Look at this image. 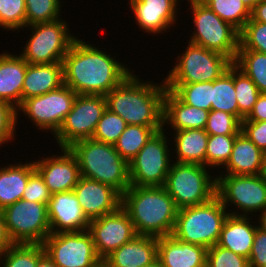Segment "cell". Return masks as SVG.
<instances>
[{"instance_id":"6da1fadb","label":"cell","mask_w":266,"mask_h":267,"mask_svg":"<svg viewBox=\"0 0 266 267\" xmlns=\"http://www.w3.org/2000/svg\"><path fill=\"white\" fill-rule=\"evenodd\" d=\"M109 53L76 39L62 60L63 82L78 95H106L130 73Z\"/></svg>"},{"instance_id":"7a4b0ae2","label":"cell","mask_w":266,"mask_h":267,"mask_svg":"<svg viewBox=\"0 0 266 267\" xmlns=\"http://www.w3.org/2000/svg\"><path fill=\"white\" fill-rule=\"evenodd\" d=\"M140 80L130 73L105 95L106 108L122 117L128 125L163 128L165 81L159 86Z\"/></svg>"},{"instance_id":"3957f363","label":"cell","mask_w":266,"mask_h":267,"mask_svg":"<svg viewBox=\"0 0 266 267\" xmlns=\"http://www.w3.org/2000/svg\"><path fill=\"white\" fill-rule=\"evenodd\" d=\"M121 207L137 235L163 237L173 232L178 207L163 186H133L122 194Z\"/></svg>"},{"instance_id":"277c9868","label":"cell","mask_w":266,"mask_h":267,"mask_svg":"<svg viewBox=\"0 0 266 267\" xmlns=\"http://www.w3.org/2000/svg\"><path fill=\"white\" fill-rule=\"evenodd\" d=\"M76 156L80 176L99 181L121 195L130 187L129 162L121 157L114 145L83 139L68 147Z\"/></svg>"},{"instance_id":"5b68a950","label":"cell","mask_w":266,"mask_h":267,"mask_svg":"<svg viewBox=\"0 0 266 267\" xmlns=\"http://www.w3.org/2000/svg\"><path fill=\"white\" fill-rule=\"evenodd\" d=\"M228 215L221 200L215 195L205 203L179 209L171 235L208 249L217 244Z\"/></svg>"},{"instance_id":"8992f818","label":"cell","mask_w":266,"mask_h":267,"mask_svg":"<svg viewBox=\"0 0 266 267\" xmlns=\"http://www.w3.org/2000/svg\"><path fill=\"white\" fill-rule=\"evenodd\" d=\"M206 168L199 164H171L163 187L178 209L205 203L216 195V178Z\"/></svg>"},{"instance_id":"52a82bcc","label":"cell","mask_w":266,"mask_h":267,"mask_svg":"<svg viewBox=\"0 0 266 267\" xmlns=\"http://www.w3.org/2000/svg\"><path fill=\"white\" fill-rule=\"evenodd\" d=\"M190 4L195 30L189 42L219 52L234 62L239 48V32L201 0H192Z\"/></svg>"},{"instance_id":"ba28073f","label":"cell","mask_w":266,"mask_h":267,"mask_svg":"<svg viewBox=\"0 0 266 267\" xmlns=\"http://www.w3.org/2000/svg\"><path fill=\"white\" fill-rule=\"evenodd\" d=\"M216 195L223 206L233 204L238 212H228L231 215L253 216L254 212H262L260 219L266 217V176L261 175H231L223 174L216 176ZM230 202V204H228ZM227 205V206H226ZM243 211V212H242ZM248 213V215H247Z\"/></svg>"},{"instance_id":"9c48e42d","label":"cell","mask_w":266,"mask_h":267,"mask_svg":"<svg viewBox=\"0 0 266 267\" xmlns=\"http://www.w3.org/2000/svg\"><path fill=\"white\" fill-rule=\"evenodd\" d=\"M2 214L13 244H43L51 233L47 204L21 199L5 207Z\"/></svg>"},{"instance_id":"30bf717a","label":"cell","mask_w":266,"mask_h":267,"mask_svg":"<svg viewBox=\"0 0 266 267\" xmlns=\"http://www.w3.org/2000/svg\"><path fill=\"white\" fill-rule=\"evenodd\" d=\"M183 54L169 71L165 83H197L218 79L233 63L227 56L188 42Z\"/></svg>"},{"instance_id":"8fae6325","label":"cell","mask_w":266,"mask_h":267,"mask_svg":"<svg viewBox=\"0 0 266 267\" xmlns=\"http://www.w3.org/2000/svg\"><path fill=\"white\" fill-rule=\"evenodd\" d=\"M68 24L58 19L31 26L32 36L20 56L28 64H51L62 62L73 42L77 39L69 33Z\"/></svg>"},{"instance_id":"7c38bea8","label":"cell","mask_w":266,"mask_h":267,"mask_svg":"<svg viewBox=\"0 0 266 267\" xmlns=\"http://www.w3.org/2000/svg\"><path fill=\"white\" fill-rule=\"evenodd\" d=\"M165 130L156 132L129 161L130 181L133 186H164L170 171V153Z\"/></svg>"},{"instance_id":"4fadbf2b","label":"cell","mask_w":266,"mask_h":267,"mask_svg":"<svg viewBox=\"0 0 266 267\" xmlns=\"http://www.w3.org/2000/svg\"><path fill=\"white\" fill-rule=\"evenodd\" d=\"M42 245L58 267H96L103 262L88 230L50 233Z\"/></svg>"},{"instance_id":"5bb4252c","label":"cell","mask_w":266,"mask_h":267,"mask_svg":"<svg viewBox=\"0 0 266 267\" xmlns=\"http://www.w3.org/2000/svg\"><path fill=\"white\" fill-rule=\"evenodd\" d=\"M105 110L106 99L104 95L77 94L71 111L54 135L59 147L68 148L79 140L92 138L98 121Z\"/></svg>"},{"instance_id":"9a60e30c","label":"cell","mask_w":266,"mask_h":267,"mask_svg":"<svg viewBox=\"0 0 266 267\" xmlns=\"http://www.w3.org/2000/svg\"><path fill=\"white\" fill-rule=\"evenodd\" d=\"M76 96L70 87L63 84L43 95L25 99L16 110L23 111L40 130L47 129L55 135L71 111Z\"/></svg>"},{"instance_id":"2e32d148","label":"cell","mask_w":266,"mask_h":267,"mask_svg":"<svg viewBox=\"0 0 266 267\" xmlns=\"http://www.w3.org/2000/svg\"><path fill=\"white\" fill-rule=\"evenodd\" d=\"M88 231L102 261L137 235L132 220L122 207L111 214L90 220Z\"/></svg>"},{"instance_id":"e0dca14e","label":"cell","mask_w":266,"mask_h":267,"mask_svg":"<svg viewBox=\"0 0 266 267\" xmlns=\"http://www.w3.org/2000/svg\"><path fill=\"white\" fill-rule=\"evenodd\" d=\"M73 191L89 220L111 214L121 207L122 195L99 181L80 176Z\"/></svg>"},{"instance_id":"ac0fdd59","label":"cell","mask_w":266,"mask_h":267,"mask_svg":"<svg viewBox=\"0 0 266 267\" xmlns=\"http://www.w3.org/2000/svg\"><path fill=\"white\" fill-rule=\"evenodd\" d=\"M62 155L34 161L35 170L44 179L51 194L72 191L80 178L79 164L69 148Z\"/></svg>"},{"instance_id":"d6986e66","label":"cell","mask_w":266,"mask_h":267,"mask_svg":"<svg viewBox=\"0 0 266 267\" xmlns=\"http://www.w3.org/2000/svg\"><path fill=\"white\" fill-rule=\"evenodd\" d=\"M47 209L51 233L82 232L89 228L90 220L73 190L51 194Z\"/></svg>"},{"instance_id":"ffe728a7","label":"cell","mask_w":266,"mask_h":267,"mask_svg":"<svg viewBox=\"0 0 266 267\" xmlns=\"http://www.w3.org/2000/svg\"><path fill=\"white\" fill-rule=\"evenodd\" d=\"M179 0H129L138 26L148 33H163L174 25Z\"/></svg>"},{"instance_id":"44dd1931","label":"cell","mask_w":266,"mask_h":267,"mask_svg":"<svg viewBox=\"0 0 266 267\" xmlns=\"http://www.w3.org/2000/svg\"><path fill=\"white\" fill-rule=\"evenodd\" d=\"M207 248L172 235L158 238L157 259L162 267H206Z\"/></svg>"},{"instance_id":"7402d4cb","label":"cell","mask_w":266,"mask_h":267,"mask_svg":"<svg viewBox=\"0 0 266 267\" xmlns=\"http://www.w3.org/2000/svg\"><path fill=\"white\" fill-rule=\"evenodd\" d=\"M158 238L136 235L114 250L103 262L107 267H144L157 260Z\"/></svg>"},{"instance_id":"603a6c76","label":"cell","mask_w":266,"mask_h":267,"mask_svg":"<svg viewBox=\"0 0 266 267\" xmlns=\"http://www.w3.org/2000/svg\"><path fill=\"white\" fill-rule=\"evenodd\" d=\"M28 62L20 55L0 54V100L18 108L22 103V87Z\"/></svg>"},{"instance_id":"cb8c5ba5","label":"cell","mask_w":266,"mask_h":267,"mask_svg":"<svg viewBox=\"0 0 266 267\" xmlns=\"http://www.w3.org/2000/svg\"><path fill=\"white\" fill-rule=\"evenodd\" d=\"M226 174L261 175L265 173L264 152L242 131L236 136L231 156L225 165Z\"/></svg>"},{"instance_id":"d4e9b609","label":"cell","mask_w":266,"mask_h":267,"mask_svg":"<svg viewBox=\"0 0 266 267\" xmlns=\"http://www.w3.org/2000/svg\"><path fill=\"white\" fill-rule=\"evenodd\" d=\"M249 216H237L229 214L222 226L216 245L233 251L249 259L254 235L260 226L252 225Z\"/></svg>"},{"instance_id":"484cf974","label":"cell","mask_w":266,"mask_h":267,"mask_svg":"<svg viewBox=\"0 0 266 267\" xmlns=\"http://www.w3.org/2000/svg\"><path fill=\"white\" fill-rule=\"evenodd\" d=\"M209 111L183 103L172 91L164 96V126L168 123L173 130L204 129Z\"/></svg>"},{"instance_id":"4316f807","label":"cell","mask_w":266,"mask_h":267,"mask_svg":"<svg viewBox=\"0 0 266 267\" xmlns=\"http://www.w3.org/2000/svg\"><path fill=\"white\" fill-rule=\"evenodd\" d=\"M62 62L51 64H28L22 87V101L43 95L62 86Z\"/></svg>"},{"instance_id":"83f0119b","label":"cell","mask_w":266,"mask_h":267,"mask_svg":"<svg viewBox=\"0 0 266 267\" xmlns=\"http://www.w3.org/2000/svg\"><path fill=\"white\" fill-rule=\"evenodd\" d=\"M4 167L0 168V211L22 199L29 177L36 171L34 162Z\"/></svg>"},{"instance_id":"f1b7e54d","label":"cell","mask_w":266,"mask_h":267,"mask_svg":"<svg viewBox=\"0 0 266 267\" xmlns=\"http://www.w3.org/2000/svg\"><path fill=\"white\" fill-rule=\"evenodd\" d=\"M176 162L206 166V147L209 134L204 129L175 131Z\"/></svg>"},{"instance_id":"f546056e","label":"cell","mask_w":266,"mask_h":267,"mask_svg":"<svg viewBox=\"0 0 266 267\" xmlns=\"http://www.w3.org/2000/svg\"><path fill=\"white\" fill-rule=\"evenodd\" d=\"M211 110H221L238 119V105L234 87V63L218 79L212 81Z\"/></svg>"},{"instance_id":"4dcf8cb0","label":"cell","mask_w":266,"mask_h":267,"mask_svg":"<svg viewBox=\"0 0 266 267\" xmlns=\"http://www.w3.org/2000/svg\"><path fill=\"white\" fill-rule=\"evenodd\" d=\"M164 128H151L140 125H127L114 144L115 150L126 161L132 160L149 139Z\"/></svg>"},{"instance_id":"1f68e13d","label":"cell","mask_w":266,"mask_h":267,"mask_svg":"<svg viewBox=\"0 0 266 267\" xmlns=\"http://www.w3.org/2000/svg\"><path fill=\"white\" fill-rule=\"evenodd\" d=\"M183 103L210 111L212 103V81L197 83H165Z\"/></svg>"},{"instance_id":"d6a6232c","label":"cell","mask_w":266,"mask_h":267,"mask_svg":"<svg viewBox=\"0 0 266 267\" xmlns=\"http://www.w3.org/2000/svg\"><path fill=\"white\" fill-rule=\"evenodd\" d=\"M257 86L260 93H266V54L254 50H238L233 62Z\"/></svg>"},{"instance_id":"836d02e7","label":"cell","mask_w":266,"mask_h":267,"mask_svg":"<svg viewBox=\"0 0 266 267\" xmlns=\"http://www.w3.org/2000/svg\"><path fill=\"white\" fill-rule=\"evenodd\" d=\"M222 20L234 27L238 32L251 18V11L242 0H201Z\"/></svg>"},{"instance_id":"e575fe53","label":"cell","mask_w":266,"mask_h":267,"mask_svg":"<svg viewBox=\"0 0 266 267\" xmlns=\"http://www.w3.org/2000/svg\"><path fill=\"white\" fill-rule=\"evenodd\" d=\"M44 254L42 244H13L0 254V263L2 267H37Z\"/></svg>"},{"instance_id":"d590c367","label":"cell","mask_w":266,"mask_h":267,"mask_svg":"<svg viewBox=\"0 0 266 267\" xmlns=\"http://www.w3.org/2000/svg\"><path fill=\"white\" fill-rule=\"evenodd\" d=\"M234 87L238 105V120L242 122L253 110L260 92L254 82L235 64Z\"/></svg>"},{"instance_id":"8d00e7d4","label":"cell","mask_w":266,"mask_h":267,"mask_svg":"<svg viewBox=\"0 0 266 267\" xmlns=\"http://www.w3.org/2000/svg\"><path fill=\"white\" fill-rule=\"evenodd\" d=\"M26 26L60 19V0H25Z\"/></svg>"},{"instance_id":"74e56055","label":"cell","mask_w":266,"mask_h":267,"mask_svg":"<svg viewBox=\"0 0 266 267\" xmlns=\"http://www.w3.org/2000/svg\"><path fill=\"white\" fill-rule=\"evenodd\" d=\"M237 135H209L206 147V167L227 164Z\"/></svg>"},{"instance_id":"f35d334b","label":"cell","mask_w":266,"mask_h":267,"mask_svg":"<svg viewBox=\"0 0 266 267\" xmlns=\"http://www.w3.org/2000/svg\"><path fill=\"white\" fill-rule=\"evenodd\" d=\"M125 120L107 108L98 121L93 140L114 145L127 127Z\"/></svg>"},{"instance_id":"ab89813d","label":"cell","mask_w":266,"mask_h":267,"mask_svg":"<svg viewBox=\"0 0 266 267\" xmlns=\"http://www.w3.org/2000/svg\"><path fill=\"white\" fill-rule=\"evenodd\" d=\"M0 27L13 31L26 27L25 0H0Z\"/></svg>"},{"instance_id":"60d3db41","label":"cell","mask_w":266,"mask_h":267,"mask_svg":"<svg viewBox=\"0 0 266 267\" xmlns=\"http://www.w3.org/2000/svg\"><path fill=\"white\" fill-rule=\"evenodd\" d=\"M238 50H254L266 54V23L247 21L239 32Z\"/></svg>"},{"instance_id":"b9f144b4","label":"cell","mask_w":266,"mask_h":267,"mask_svg":"<svg viewBox=\"0 0 266 267\" xmlns=\"http://www.w3.org/2000/svg\"><path fill=\"white\" fill-rule=\"evenodd\" d=\"M204 130L209 135H238L241 132V122L227 112L210 110Z\"/></svg>"},{"instance_id":"7bdbcfd3","label":"cell","mask_w":266,"mask_h":267,"mask_svg":"<svg viewBox=\"0 0 266 267\" xmlns=\"http://www.w3.org/2000/svg\"><path fill=\"white\" fill-rule=\"evenodd\" d=\"M206 267H249V261L229 249L214 245L207 249Z\"/></svg>"},{"instance_id":"ee69618b","label":"cell","mask_w":266,"mask_h":267,"mask_svg":"<svg viewBox=\"0 0 266 267\" xmlns=\"http://www.w3.org/2000/svg\"><path fill=\"white\" fill-rule=\"evenodd\" d=\"M19 114L11 104L0 100V146L14 139ZM4 143V144H3Z\"/></svg>"},{"instance_id":"f6af8a7d","label":"cell","mask_w":266,"mask_h":267,"mask_svg":"<svg viewBox=\"0 0 266 267\" xmlns=\"http://www.w3.org/2000/svg\"><path fill=\"white\" fill-rule=\"evenodd\" d=\"M51 198V193L44 183L41 175L35 171L30 177L24 189L22 199L47 204Z\"/></svg>"},{"instance_id":"bcb514c9","label":"cell","mask_w":266,"mask_h":267,"mask_svg":"<svg viewBox=\"0 0 266 267\" xmlns=\"http://www.w3.org/2000/svg\"><path fill=\"white\" fill-rule=\"evenodd\" d=\"M259 224L248 259L249 267H266V229L261 222Z\"/></svg>"},{"instance_id":"7dc6e473","label":"cell","mask_w":266,"mask_h":267,"mask_svg":"<svg viewBox=\"0 0 266 267\" xmlns=\"http://www.w3.org/2000/svg\"><path fill=\"white\" fill-rule=\"evenodd\" d=\"M241 131L263 152L266 150V120L242 121Z\"/></svg>"},{"instance_id":"c3c4849f","label":"cell","mask_w":266,"mask_h":267,"mask_svg":"<svg viewBox=\"0 0 266 267\" xmlns=\"http://www.w3.org/2000/svg\"><path fill=\"white\" fill-rule=\"evenodd\" d=\"M266 120V93H260L253 110L243 121H265Z\"/></svg>"},{"instance_id":"681fc988","label":"cell","mask_w":266,"mask_h":267,"mask_svg":"<svg viewBox=\"0 0 266 267\" xmlns=\"http://www.w3.org/2000/svg\"><path fill=\"white\" fill-rule=\"evenodd\" d=\"M11 245H13V242L7 233L4 216L2 211H0V254H2Z\"/></svg>"},{"instance_id":"f907efd6","label":"cell","mask_w":266,"mask_h":267,"mask_svg":"<svg viewBox=\"0 0 266 267\" xmlns=\"http://www.w3.org/2000/svg\"><path fill=\"white\" fill-rule=\"evenodd\" d=\"M248 21L266 23V0L260 2L251 10V18Z\"/></svg>"},{"instance_id":"816d5d0a","label":"cell","mask_w":266,"mask_h":267,"mask_svg":"<svg viewBox=\"0 0 266 267\" xmlns=\"http://www.w3.org/2000/svg\"><path fill=\"white\" fill-rule=\"evenodd\" d=\"M37 267H58L47 254H44L38 262Z\"/></svg>"},{"instance_id":"f5cc1de1","label":"cell","mask_w":266,"mask_h":267,"mask_svg":"<svg viewBox=\"0 0 266 267\" xmlns=\"http://www.w3.org/2000/svg\"><path fill=\"white\" fill-rule=\"evenodd\" d=\"M262 1L263 0H242V2L248 7L250 11Z\"/></svg>"},{"instance_id":"db71d44e","label":"cell","mask_w":266,"mask_h":267,"mask_svg":"<svg viewBox=\"0 0 266 267\" xmlns=\"http://www.w3.org/2000/svg\"><path fill=\"white\" fill-rule=\"evenodd\" d=\"M144 267H162L161 262L157 259L152 264L144 266Z\"/></svg>"},{"instance_id":"11a10c76","label":"cell","mask_w":266,"mask_h":267,"mask_svg":"<svg viewBox=\"0 0 266 267\" xmlns=\"http://www.w3.org/2000/svg\"><path fill=\"white\" fill-rule=\"evenodd\" d=\"M259 222H261V225L266 229V217L259 219Z\"/></svg>"},{"instance_id":"9f6ffc18","label":"cell","mask_w":266,"mask_h":267,"mask_svg":"<svg viewBox=\"0 0 266 267\" xmlns=\"http://www.w3.org/2000/svg\"><path fill=\"white\" fill-rule=\"evenodd\" d=\"M96 267H107V266H106V264L104 262H102L99 265H97Z\"/></svg>"},{"instance_id":"6f0895ef","label":"cell","mask_w":266,"mask_h":267,"mask_svg":"<svg viewBox=\"0 0 266 267\" xmlns=\"http://www.w3.org/2000/svg\"><path fill=\"white\" fill-rule=\"evenodd\" d=\"M264 162H266V150L264 151Z\"/></svg>"},{"instance_id":"680465c9","label":"cell","mask_w":266,"mask_h":267,"mask_svg":"<svg viewBox=\"0 0 266 267\" xmlns=\"http://www.w3.org/2000/svg\"><path fill=\"white\" fill-rule=\"evenodd\" d=\"M264 175L266 176V162H265V173H264Z\"/></svg>"}]
</instances>
